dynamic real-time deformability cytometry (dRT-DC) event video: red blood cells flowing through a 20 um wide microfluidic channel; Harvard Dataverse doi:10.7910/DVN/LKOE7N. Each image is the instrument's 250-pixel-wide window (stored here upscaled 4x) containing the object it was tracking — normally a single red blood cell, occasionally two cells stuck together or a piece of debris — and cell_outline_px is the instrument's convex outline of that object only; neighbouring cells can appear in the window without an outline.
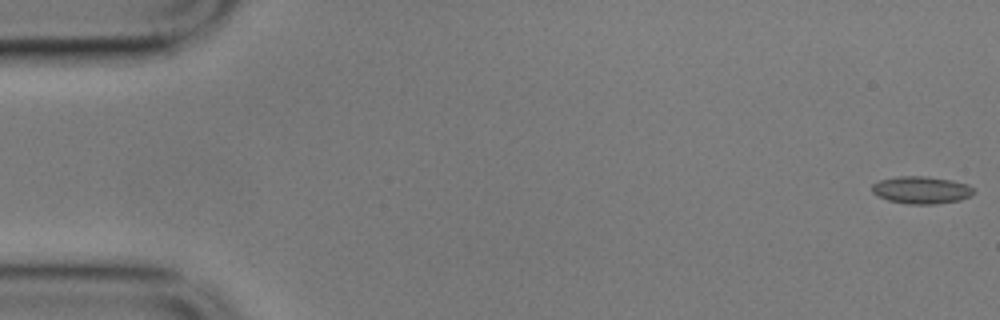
{"species": "common noctule bat (a hibernating species)", "species_latin": "Nyctalus noctula", "temperature_condition": "cold", "stored_images_in_passage": 57, "camera_frame_rate_fps": 3000, "um_per_image_px": 0.085, "animal": {"sex": "male", "body_mass_g": 17.9}, "frame": {"image": 1, "passage_image": 1, "time_ms": 0.0, "image_size_px": [1000, 320], "cell_outline_px": [[976, 192], [972, 196], [960, 200], [936, 204], [908, 204], [888, 200], [872, 192], [872, 184], [880, 180], [900, 176], [924, 176], [952, 180], [968, 184], [976, 188]], "centroid_in_image_um": [78.39, 16.15], "position_along_channel_um": 6.6, "area_um2": 16.36}}
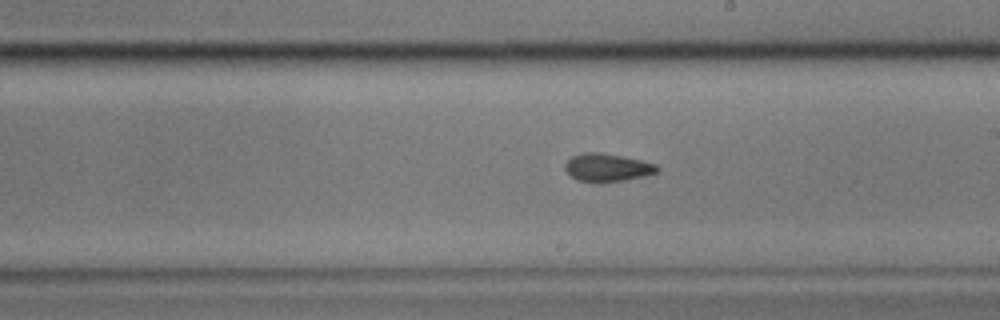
{"frame": {"image": 2, "passage_image": 32, "time_ms": 10.333, "image_size_px": [1000, 320], "cell_outline_px": [[660, 168], [656, 172], [644, 176], [624, 180], [600, 184], [576, 180], [564, 168], [564, 164], [572, 156], [584, 152], [600, 152], [624, 156], [656, 164]], "centroid_in_image_um": [51.6, 14.25], "position_along_channel_um": 237.4, "area_um2": 15.26}}
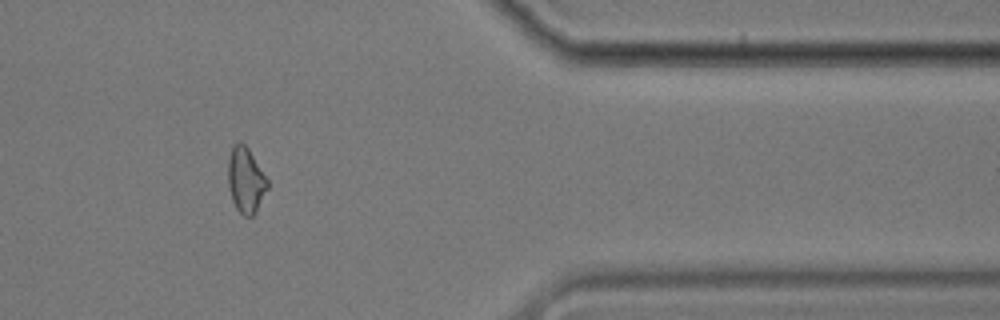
{"frame": {"image": 3, "passage_image": 47, "time_ms": 15.333, "image_size_px": [1000, 320], "cell_outline_px": [[268, 188], [256, 212], [252, 216], [244, 216], [236, 208], [232, 200], [228, 184], [228, 160], [232, 144], [240, 140], [248, 148], [268, 180]], "centroid_in_image_um": [20.88, 15.29], "position_along_channel_um": 390.5, "area_um2": 15.09}, "authors_computed_cell_mechanics": {"area_um2": 15.2014, "velocity_mm_per_s": 3.5112, "shape_relaxation_time_tau1_ms": 3.6198, "shape_relaxation_time_tau2_ms": 5.7171, "deformation_change_tau1": 0.082, "deformation_change_tau2": 0.1026}}